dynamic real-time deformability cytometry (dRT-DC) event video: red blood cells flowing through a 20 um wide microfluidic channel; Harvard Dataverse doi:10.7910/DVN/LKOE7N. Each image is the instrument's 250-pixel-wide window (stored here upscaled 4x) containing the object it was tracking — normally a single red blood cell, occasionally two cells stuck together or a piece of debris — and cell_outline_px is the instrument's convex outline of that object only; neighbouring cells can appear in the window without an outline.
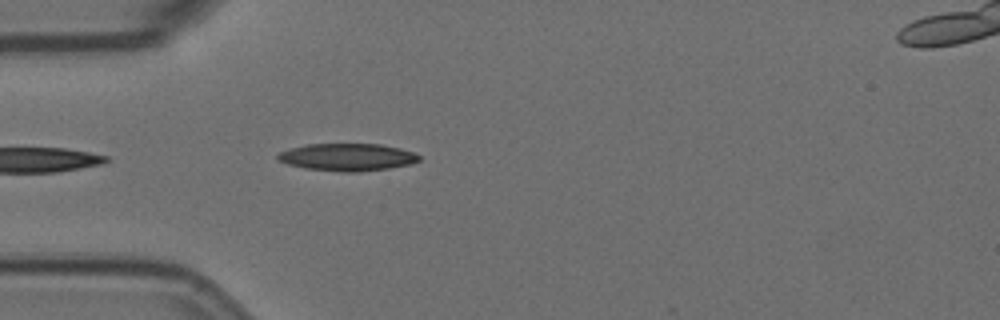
{"species": "Egyptian fruit bat (a non-hibernating species)", "species_latin": "Rousettus aegyptiacus", "temperature_condition": "room temperature", "stored_images_in_passage": 3, "camera_frame_rate_fps": 3000, "um_per_image_px": 0.085, "animal": {"sex": "female"}, "frame": {"image": 1, "passage_image": 3, "time_ms": 0.667, "image_size_px": [1000, 320], "cell_outline_px": [[420, 160], [408, 164], [388, 168], [360, 172], [340, 172], [304, 168], [288, 164], [280, 160], [276, 156], [280, 152], [292, 148], [308, 144], [380, 144], [400, 148], [412, 152], [420, 156]], "centroid_in_image_um": [29.53, 13.36], "position_along_channel_um": 55.5, "area_um2": 22.37}}